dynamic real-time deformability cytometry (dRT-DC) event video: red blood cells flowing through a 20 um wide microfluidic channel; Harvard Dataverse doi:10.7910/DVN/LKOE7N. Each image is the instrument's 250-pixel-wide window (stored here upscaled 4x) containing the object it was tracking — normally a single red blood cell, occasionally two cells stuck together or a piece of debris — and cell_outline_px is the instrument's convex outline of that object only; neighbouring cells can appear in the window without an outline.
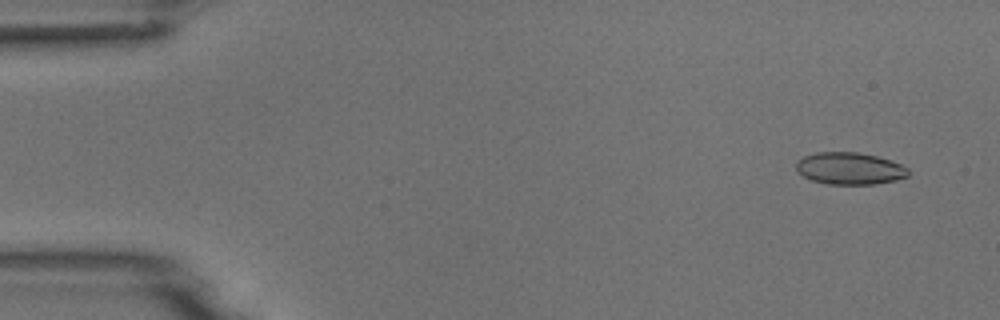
{"species": "common noctule bat (a hibernating species)", "species_latin": "Nyctalus noctula", "temperature_condition": "room temperature", "stored_images_in_passage": 6, "camera_frame_rate_fps": 3000, "um_per_image_px": 0.085, "animal": {"sex": "male", "body_mass_g": 18.8}, "frame": {"image": 1, "passage_image": 1, "time_ms": 0.0, "image_size_px": [1000, 320], "cell_outline_px": [[908, 176], [896, 180], [872, 184], [828, 184], [812, 180], [804, 176], [796, 168], [796, 160], [804, 156], [816, 152], [856, 152], [876, 156], [900, 164], [908, 168]], "centroid_in_image_um": [72.2, 14.31], "position_along_channel_um": 12.8, "area_um2": 20.75}}
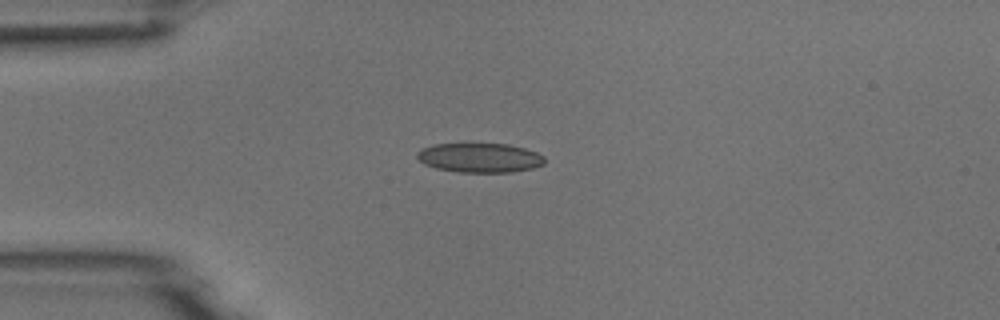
{"frame": {"image": 2, "passage_image": 4, "time_ms": 3.333, "image_size_px": [1000, 320], "cell_outline_px": [[544, 164], [532, 168], [512, 172], [456, 172], [436, 168], [424, 164], [416, 156], [416, 152], [432, 144], [508, 144], [524, 148], [536, 152], [544, 156]], "centroid_in_image_um": [40.77, 13.41], "position_along_channel_um": 44.2, "area_um2": 21.79}}
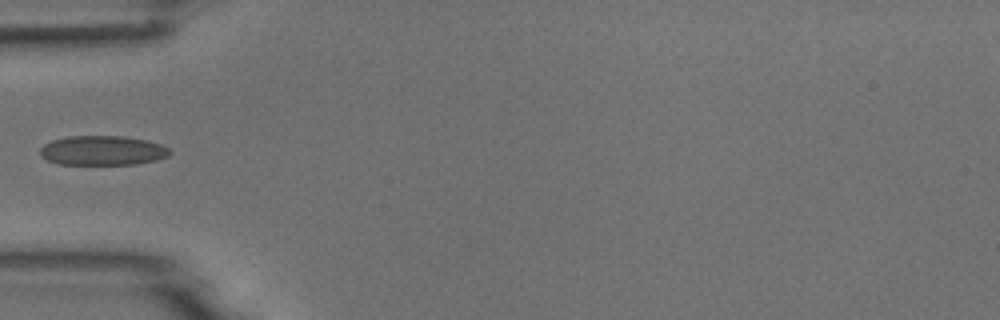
{"frame": {"image": 3, "passage_image": 5, "time_ms": 4.667, "image_size_px": [1000, 320], "cell_outline_px": [[172, 152], [168, 156], [156, 160], [136, 164], [56, 164], [40, 156], [40, 148], [44, 144], [52, 140], [68, 136], [124, 136], [148, 140], [160, 144], [168, 148]], "centroid_in_image_um": [8.71, 12.79], "position_along_channel_um": 76.3, "area_um2": 22.43}}